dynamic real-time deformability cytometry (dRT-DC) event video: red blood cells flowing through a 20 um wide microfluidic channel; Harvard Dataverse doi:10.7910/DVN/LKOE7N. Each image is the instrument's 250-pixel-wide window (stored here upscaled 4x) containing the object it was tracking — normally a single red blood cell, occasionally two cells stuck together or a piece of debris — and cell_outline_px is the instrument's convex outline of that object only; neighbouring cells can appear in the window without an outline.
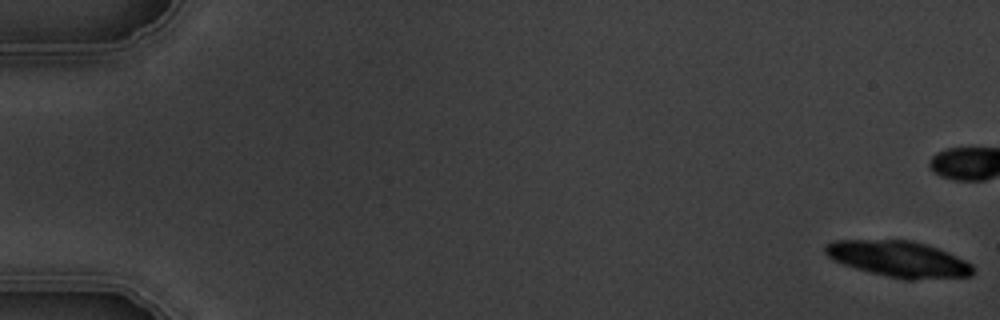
{"species": "common noctule bat (a hibernating species)", "species_latin": "Nyctalus noctula", "temperature_condition": "warm", "stored_images_in_passage": 7, "camera_frame_rate_fps": 3000, "um_per_image_px": 0.085, "animal": {"sex": "male", "body_mass_g": 19.5, "forearm_length_mm": 54.6}, "frame": {"image": 1, "passage_image": 1, "time_ms": 0.0, "image_size_px": [1000, 320], "cell_outline_px": [[972, 276], [912, 280], [904, 280], [856, 268], [832, 260], [824, 252], [824, 244], [832, 240], [912, 240], [948, 252], [972, 264]], "centroid_in_image_um": [76.35, 22.01], "position_along_channel_um": 8.6, "area_um2": 30.87}}
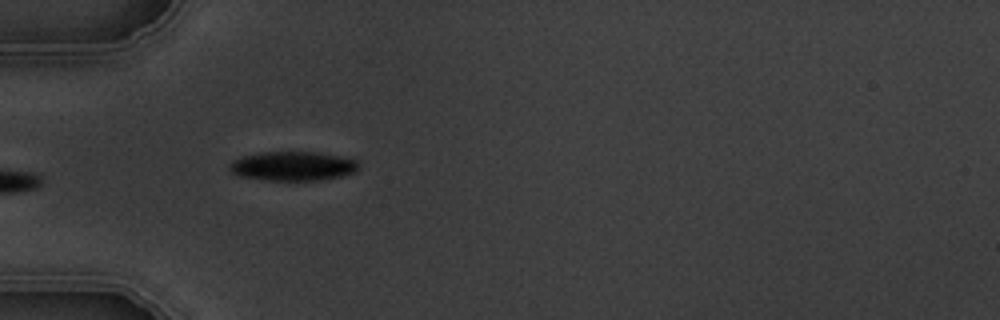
{"frame": {"image": 2, "passage_image": 6, "time_ms": 6.667, "image_size_px": [1000, 320], "cell_outline_px": [[360, 168], [356, 172], [340, 176], [320, 180], [268, 180], [240, 176], [232, 172], [228, 168], [228, 164], [232, 160], [244, 156], [260, 152], [316, 152], [340, 156], [360, 160]], "centroid_in_image_um": [24.93, 14.11], "position_along_channel_um": 60.1, "area_um2": 22.14}}
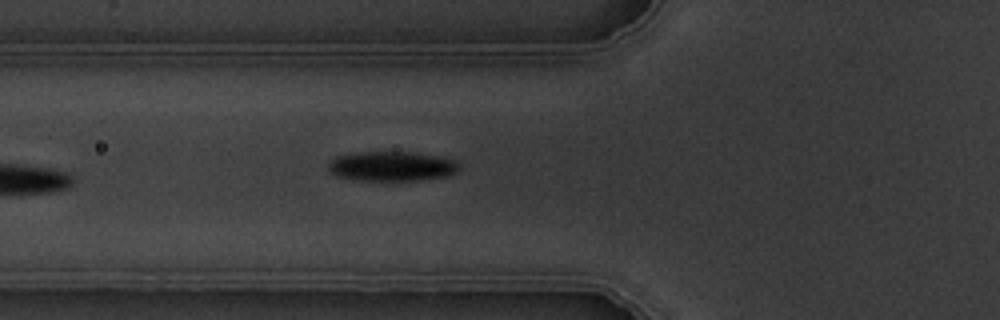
{"frame": {"image": 3, "passage_image": 7, "time_ms": 7.667, "image_size_px": [1000, 320], "cell_outline_px": [[460, 168], [456, 172], [448, 176], [420, 180], [364, 180], [336, 176], [328, 168], [328, 164], [336, 156], [356, 152], [412, 152], [444, 156], [456, 160], [460, 164]], "centroid_in_image_um": [33.38, 14.11], "position_along_channel_um": 92.4, "area_um2": 22.77}}